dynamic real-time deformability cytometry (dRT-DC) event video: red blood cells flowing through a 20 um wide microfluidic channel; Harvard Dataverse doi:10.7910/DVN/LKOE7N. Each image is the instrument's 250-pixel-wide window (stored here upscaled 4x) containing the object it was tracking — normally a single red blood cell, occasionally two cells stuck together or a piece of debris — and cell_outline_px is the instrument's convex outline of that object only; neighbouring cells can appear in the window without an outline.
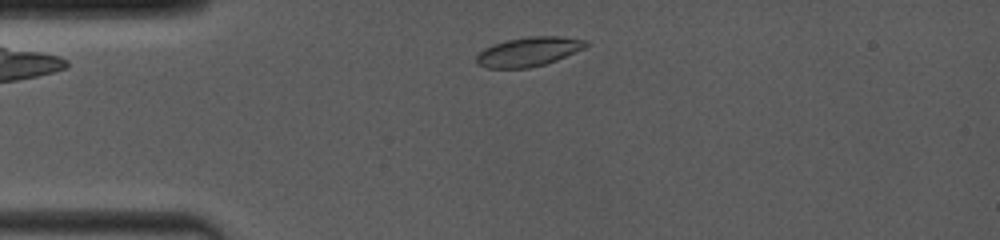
{"species": "common noctule bat (a hibernating species)", "species_latin": "Nyctalus noctula", "temperature_condition": "room temperature", "stored_images_in_passage": 40, "camera_frame_rate_fps": 4000, "um_per_image_px": 0.085, "animal": {"sex": "female", "body_mass_g": 19.0, "forearm_length_mm": 53.3}, "frame": {"image": 1, "passage_image": 2, "time_ms": 0.5, "image_size_px": [1000, 240], "cell_outline_px": [[588, 44], [584, 48], [556, 60], [544, 64], [528, 68], [488, 68], [476, 64], [476, 56], [484, 48], [492, 44], [508, 40], [528, 36], [560, 36], [588, 40]], "centroid_in_image_um": [44.91, 4.39], "position_along_channel_um": 40.1, "area_um2": 18.61}}
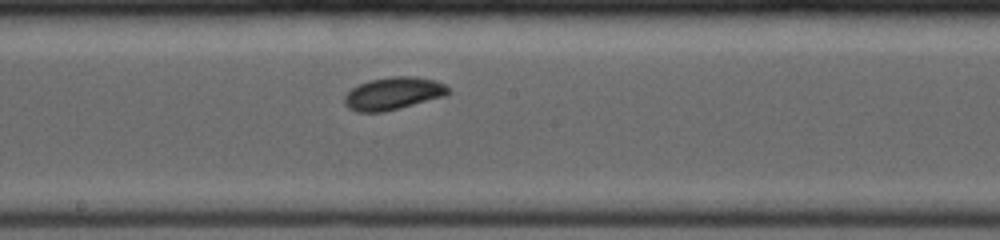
{"frame": {"image": 2, "passage_image": 15, "time_ms": 5.5, "image_size_px": [1000, 240], "cell_outline_px": [[452, 92], [444, 96], [400, 108], [384, 112], [356, 112], [348, 108], [344, 104], [344, 96], [352, 88], [368, 80], [392, 76], [416, 76], [436, 80], [444, 84]], "centroid_in_image_um": [33.42, 7.94], "position_along_channel_um": 214.8, "area_um2": 19.83}}
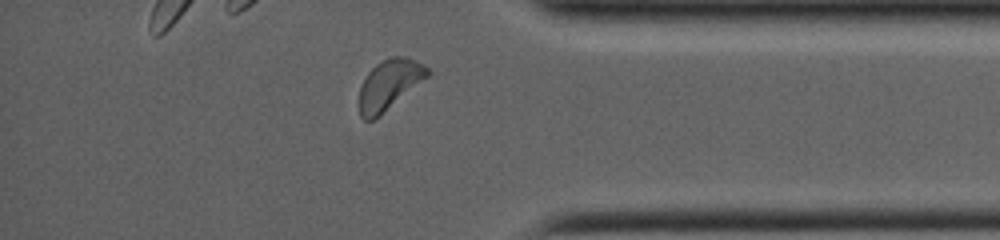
{"frame": {"image": 3, "passage_image": 34, "time_ms": 10.25, "image_size_px": [1000, 240], "cell_outline_px": [[432, 72], [428, 76], [380, 116], [372, 120], [364, 120], [360, 116], [360, 84], [368, 72], [376, 64], [392, 56], [404, 56], [416, 60], [428, 68]], "centroid_in_image_um": [33.09, 7.19], "position_along_channel_um": 402.1, "area_um2": 19.77}, "authors_computed_cell_mechanics": {"area_um2": 18.9873, "velocity_mm_per_s": 4.0504, "shape_relaxation_time_tau1_ms": 1.4494, "shape_relaxation_time_tau2_ms": null, "deformation_change_tau1": 0.0625, "deformation_change_tau2": null}}